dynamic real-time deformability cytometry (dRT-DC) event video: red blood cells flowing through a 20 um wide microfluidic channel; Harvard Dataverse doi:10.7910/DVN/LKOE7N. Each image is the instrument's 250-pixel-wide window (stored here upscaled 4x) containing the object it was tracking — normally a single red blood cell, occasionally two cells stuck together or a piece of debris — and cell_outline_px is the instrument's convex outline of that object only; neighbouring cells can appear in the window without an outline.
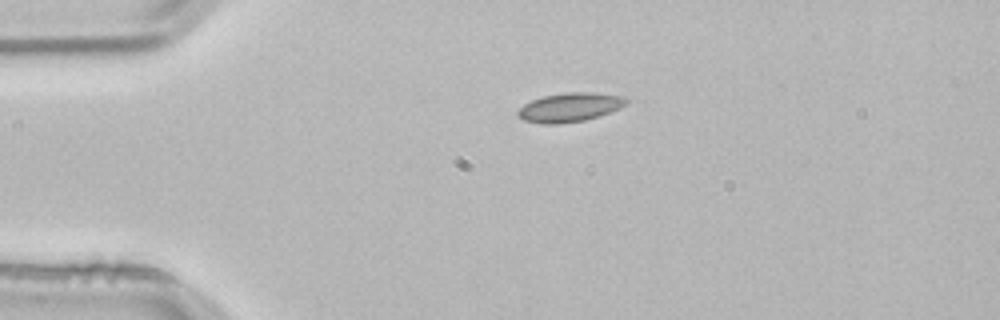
{"species": "common noctule bat (a hibernating species)", "species_latin": "Nyctalus noctula", "temperature_condition": "room temperature", "stored_images_in_passage": 2, "camera_frame_rate_fps": 3000, "um_per_image_px": 0.085, "animal": {"sex": "male", "body_mass_g": 21.5, "forearm_length_mm": 52.0}, "frame": {"image": 1, "passage_image": 1, "time_ms": 0.0, "image_size_px": [1000, 320], "cell_outline_px": [[628, 100], [620, 108], [584, 120], [552, 124], [544, 124], [524, 120], [516, 112], [524, 104], [532, 100], [544, 96], [564, 92], [592, 92], [624, 96]], "centroid_in_image_um": [48.42, 9.1], "position_along_channel_um": 36.6, "area_um2": 17.98}}
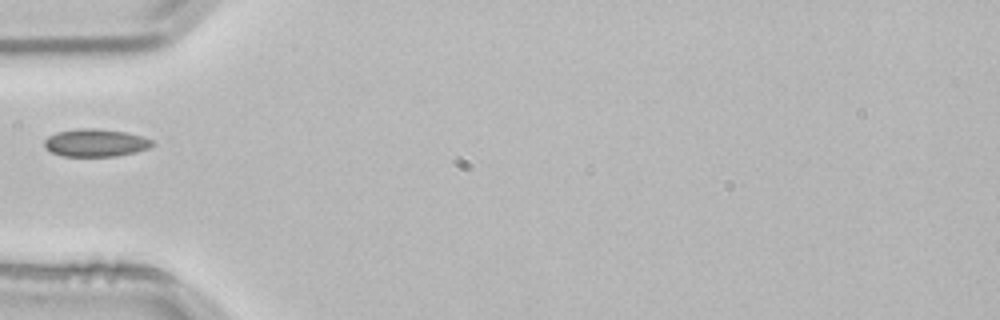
{"frame": {"image": 2, "passage_image": 2, "time_ms": 0.333, "image_size_px": [1000, 320], "cell_outline_px": [[156, 144], [148, 148], [136, 152], [116, 156], [60, 156], [44, 148], [44, 140], [48, 136], [56, 132], [76, 128], [96, 128], [124, 132], [144, 136], [152, 140]], "centroid_in_image_um": [8.11, 12.13], "position_along_channel_um": 76.9, "area_um2": 17.63}}